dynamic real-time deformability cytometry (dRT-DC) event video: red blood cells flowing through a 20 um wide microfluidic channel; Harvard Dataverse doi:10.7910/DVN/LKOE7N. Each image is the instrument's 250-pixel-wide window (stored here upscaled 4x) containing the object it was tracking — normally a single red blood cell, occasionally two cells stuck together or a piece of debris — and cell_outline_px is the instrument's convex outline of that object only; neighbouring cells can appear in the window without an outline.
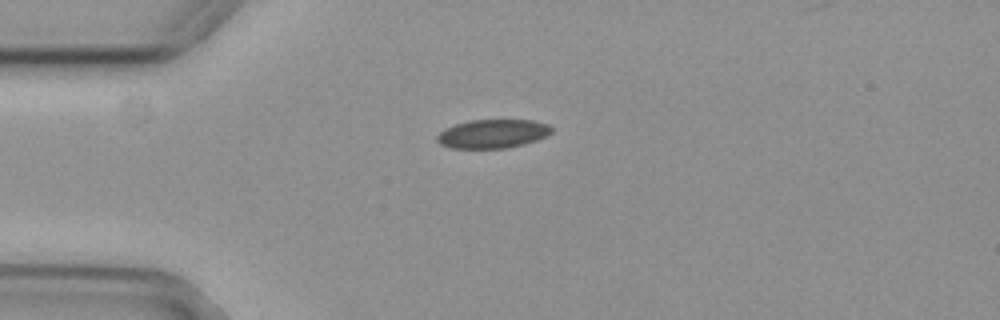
{"species": "common noctule bat (a hibernating species)", "species_latin": "Nyctalus noctula", "temperature_condition": "cold", "stored_images_in_passage": 40, "camera_frame_rate_fps": 3000, "um_per_image_px": 0.085, "animal": {"sex": "female", "body_mass_g": 29.2, "forearm_length_mm": 56.3}, "frame": {"image": 1, "passage_image": 1, "time_ms": 0.0, "image_size_px": [1000, 320], "cell_outline_px": [[552, 132], [548, 136], [524, 144], [504, 148], [452, 148], [440, 144], [436, 140], [436, 136], [444, 128], [468, 120], [532, 120], [548, 124], [552, 128]], "centroid_in_image_um": [41.87, 11.36], "position_along_channel_um": 43.1, "area_um2": 19.25}}
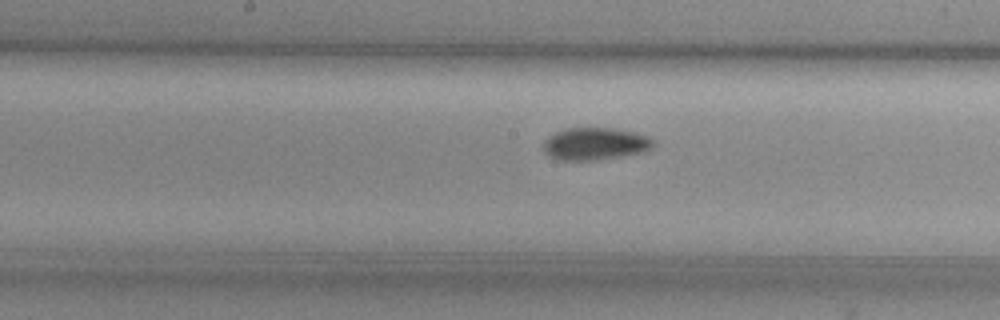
{"frame": {"image": 2, "passage_image": 15, "time_ms": 4.667, "image_size_px": [1000, 320], "cell_outline_px": [[656, 144], [652, 148], [644, 152], [624, 156], [592, 160], [560, 160], [544, 152], [544, 140], [548, 136], [564, 128], [612, 128], [636, 132], [648, 136]], "centroid_in_image_um": [50.62, 12.21], "position_along_channel_um": 197.6, "area_um2": 20.81}}
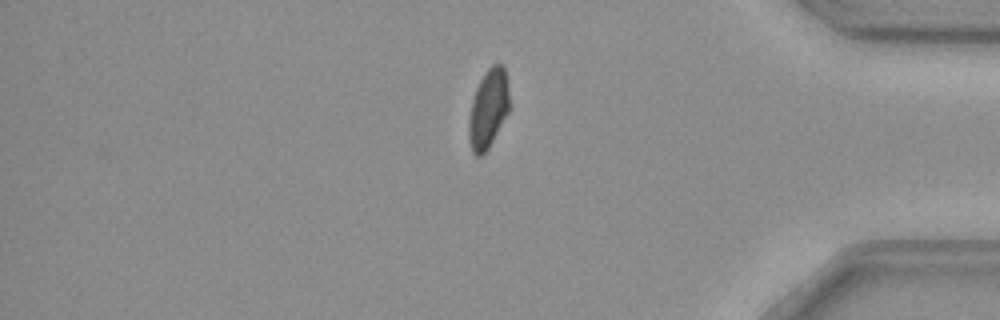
{"frame": {"image": 3, "passage_image": 33, "time_ms": 10.667, "image_size_px": [1000, 320], "cell_outline_px": [[508, 112], [488, 148], [480, 156], [476, 156], [472, 152], [468, 136], [468, 124], [472, 100], [476, 88], [484, 72], [492, 64], [500, 64], [504, 68], [508, 84]], "centroid_in_image_um": [41.48, 9.23], "position_along_channel_um": 393.7, "area_um2": 18.38}, "authors_computed_cell_mechanics": {"area_um2": 19.8543, "velocity_mm_per_s": 3.759, "shape_relaxation_time_tau1_ms": null, "shape_relaxation_time_tau2_ms": 6.6448, "deformation_change_tau1": null, "deformation_change_tau2": 0.0904}}